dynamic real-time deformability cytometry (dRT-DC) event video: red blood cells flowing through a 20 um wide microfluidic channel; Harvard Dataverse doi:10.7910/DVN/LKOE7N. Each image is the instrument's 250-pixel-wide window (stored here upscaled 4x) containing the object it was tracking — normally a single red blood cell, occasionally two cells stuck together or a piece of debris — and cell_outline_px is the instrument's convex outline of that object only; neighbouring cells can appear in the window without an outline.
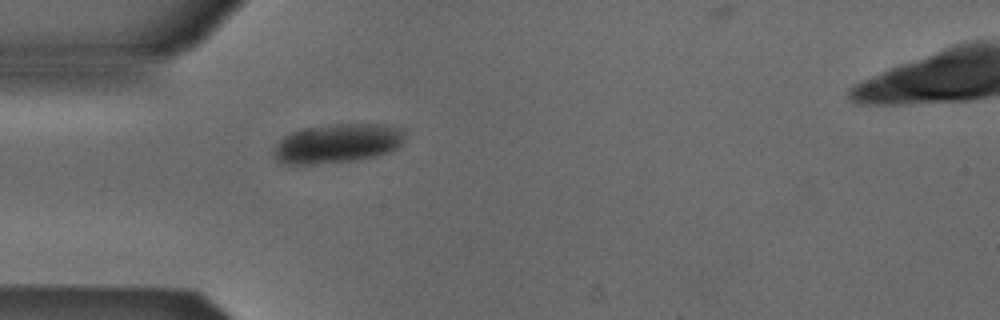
{"species": "Egyptian fruit bat (a non-hibernating species)", "species_latin": "Rousettus aegyptiacus", "temperature_condition": "cold", "stored_images_in_passage": 34, "camera_frame_rate_fps": 3000, "um_per_image_px": 0.085, "animal": {"sex": "male"}, "frame": {"image": 1, "passage_image": 1, "time_ms": 0.0, "image_size_px": [1000, 320], "cell_outline_px": [[404, 140], [396, 148], [388, 152], [376, 156], [352, 160], [312, 164], [300, 164], [276, 160], [272, 152], [272, 148], [276, 140], [292, 132], [304, 128], [328, 124], [388, 124], [404, 128]], "centroid_in_image_um": [28.67, 12.16], "position_along_channel_um": 56.3, "area_um2": 30.06}}
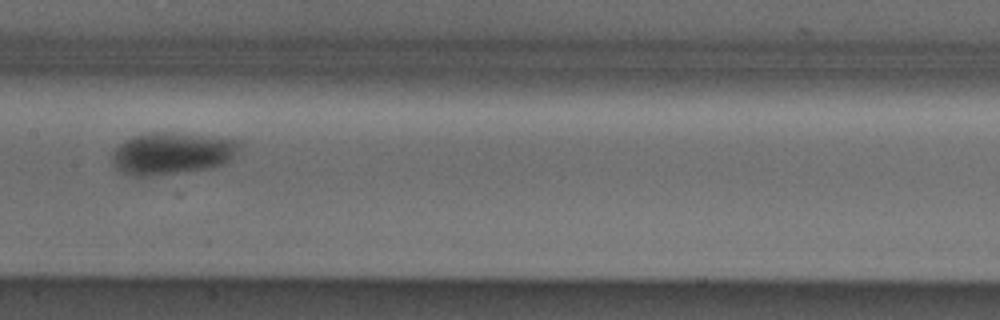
{"frame": {"image": 2, "passage_image": 12, "time_ms": 3.667, "image_size_px": [1000, 320], "cell_outline_px": [[244, 140], [232, 156], [228, 160], [220, 164], [204, 168], [148, 176], [136, 176], [120, 172], [116, 168], [112, 160], [112, 152], [120, 144], [132, 136], [148, 132], [172, 132], [212, 136]], "centroid_in_image_um": [14.58, 13.0], "position_along_channel_um": 192.8, "area_um2": 30.87}}
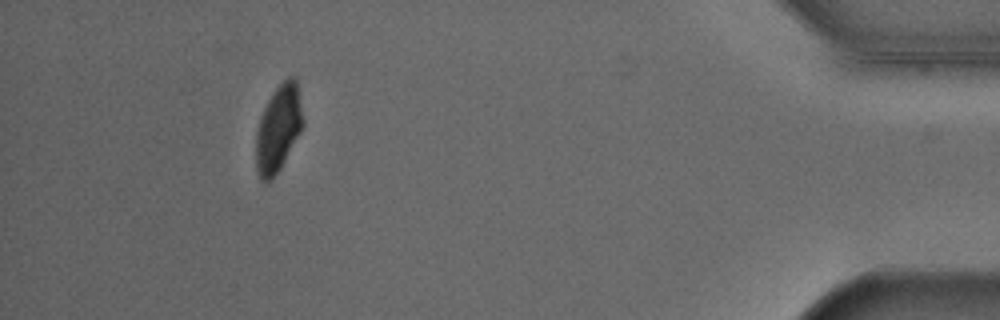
{"frame": {"image": 3, "passage_image": 34, "time_ms": 11.0, "image_size_px": [1000, 320], "cell_outline_px": [[304, 124], [300, 132], [280, 168], [264, 184], [260, 180], [256, 172], [256, 132], [264, 108], [272, 92], [288, 76], [296, 76]], "centroid_in_image_um": [23.65, 10.9], "position_along_channel_um": 411.5, "area_um2": 23.47}}